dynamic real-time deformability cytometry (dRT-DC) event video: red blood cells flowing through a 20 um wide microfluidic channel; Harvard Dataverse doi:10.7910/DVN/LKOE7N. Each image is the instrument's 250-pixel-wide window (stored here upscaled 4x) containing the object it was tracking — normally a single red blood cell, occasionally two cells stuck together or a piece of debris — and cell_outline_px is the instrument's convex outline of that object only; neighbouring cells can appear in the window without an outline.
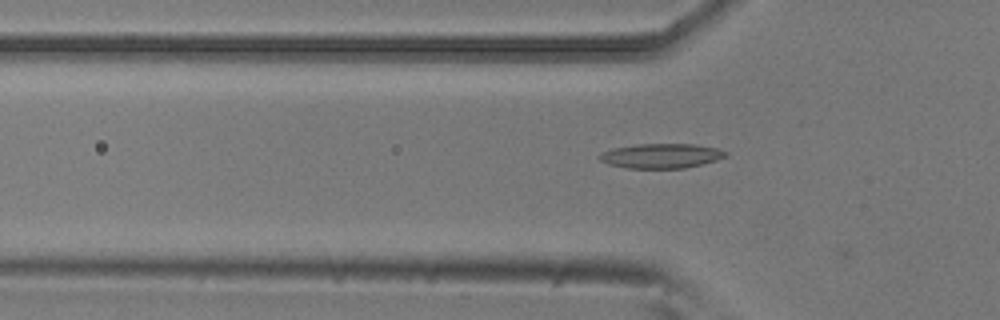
{"species": "common noctule bat (a hibernating species)", "species_latin": "Nyctalus noctula", "temperature_condition": "room temperature", "stored_images_in_passage": 18, "camera_frame_rate_fps": 3000, "um_per_image_px": 0.085, "animal": {"sex": "male", "body_mass_g": 20.5, "forearm_length_mm": 52.5}, "frame": {"image": 1, "passage_image": 17, "time_ms": 5.333, "image_size_px": [1000, 320], "cell_outline_px": [[728, 156], [716, 160], [684, 168], [628, 168], [608, 164], [600, 160], [600, 156], [604, 152], [612, 148], [636, 144], [696, 144], [716, 148], [728, 152]], "centroid_in_image_um": [56.23, 13.24], "position_along_channel_um": 69.6, "area_um2": 17.98}}